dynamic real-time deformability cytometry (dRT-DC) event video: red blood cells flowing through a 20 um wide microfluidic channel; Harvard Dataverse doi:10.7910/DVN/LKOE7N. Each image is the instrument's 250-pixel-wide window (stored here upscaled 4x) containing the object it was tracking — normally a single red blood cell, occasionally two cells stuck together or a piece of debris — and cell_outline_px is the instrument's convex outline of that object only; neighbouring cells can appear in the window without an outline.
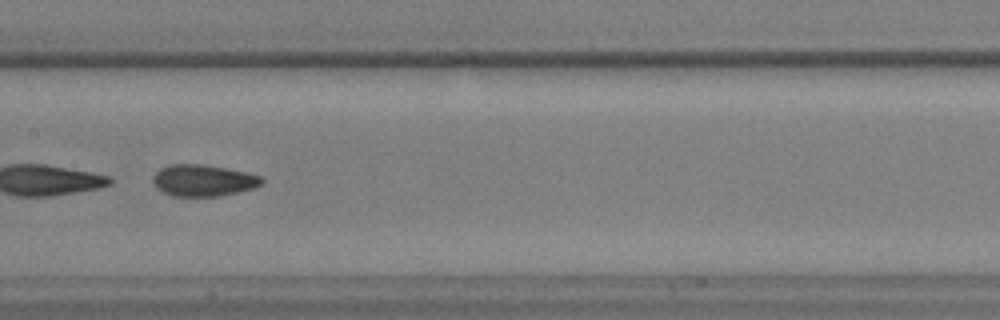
{"species": "common noctule bat (a hibernating species)", "species_latin": "Nyctalus noctula", "temperature_condition": "warm", "stored_images_in_passage": 45, "camera_frame_rate_fps": 3000, "um_per_image_px": 0.085, "animal": {"sex": "male", "body_mass_g": 17.9, "forearm_length_mm": 54.2}, "frame": {"image": 1, "passage_image": 23, "time_ms": 7.333, "image_size_px": [1000, 320], "cell_outline_px": [[264, 180], [256, 188], [220, 196], [172, 196], [156, 188], [152, 184], [152, 176], [160, 168], [168, 164], [204, 164], [228, 168], [248, 172], [260, 176]], "centroid_in_image_um": [17.26, 15.33], "position_along_channel_um": 190.1, "area_um2": 20.35}}
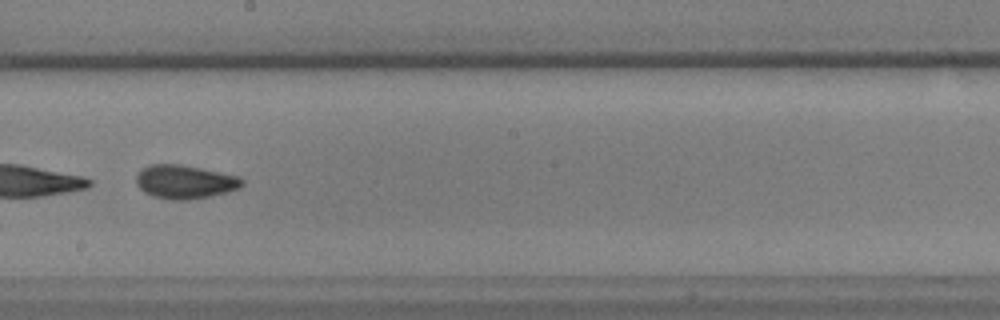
{"frame": {"image": 2, "passage_image": 26, "time_ms": 8.333, "image_size_px": [1000, 320], "cell_outline_px": [[244, 184], [240, 188], [228, 192], [212, 196], [188, 200], [172, 200], [152, 196], [144, 192], [136, 184], [136, 176], [140, 168], [148, 164], [176, 164], [200, 168], [240, 176], [244, 180]], "centroid_in_image_um": [15.71, 15.46], "position_along_channel_um": 232.5, "area_um2": 21.04}}
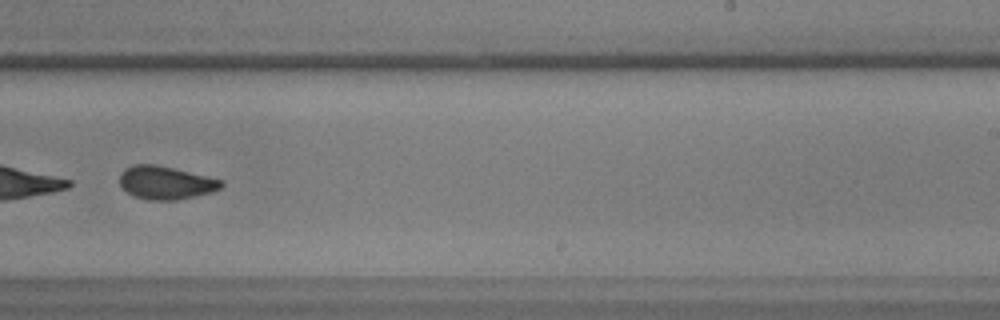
{"frame": {"image": 3, "passage_image": 29, "time_ms": 9.333, "image_size_px": [1000, 320], "cell_outline_px": [[224, 184], [220, 188], [212, 192], [196, 196], [176, 200], [148, 200], [132, 196], [120, 184], [120, 172], [124, 168], [132, 164], [156, 164], [208, 176], [224, 180]], "centroid_in_image_um": [14.09, 15.52], "position_along_channel_um": 274.9, "area_um2": 19.83}}